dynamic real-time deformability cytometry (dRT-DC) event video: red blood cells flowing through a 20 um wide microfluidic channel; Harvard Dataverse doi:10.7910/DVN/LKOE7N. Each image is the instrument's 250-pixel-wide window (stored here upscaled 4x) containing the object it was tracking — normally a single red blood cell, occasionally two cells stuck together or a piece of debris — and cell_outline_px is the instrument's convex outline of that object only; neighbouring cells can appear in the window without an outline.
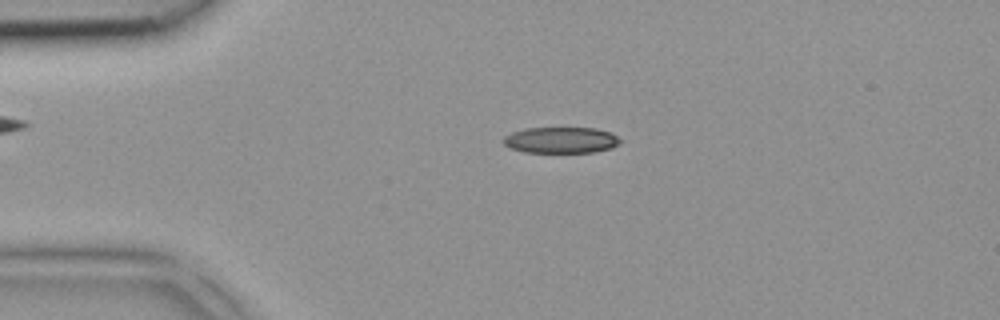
{"species": "common noctule bat (a hibernating species)", "species_latin": "Nyctalus noctula", "temperature_condition": "room temperature", "stored_images_in_passage": 3, "camera_frame_rate_fps": 3000, "um_per_image_px": 0.085, "animal": {"sex": "female", "body_mass_g": 18.4}, "frame": {"image": 1, "passage_image": 3, "time_ms": 0.667, "image_size_px": [1000, 320], "cell_outline_px": [[624, 140], [620, 144], [612, 148], [596, 152], [524, 152], [508, 148], [504, 144], [504, 136], [512, 132], [524, 128], [596, 128], [608, 132]], "centroid_in_image_um": [47.7, 11.91], "position_along_channel_um": 37.3, "area_um2": 17.92}}